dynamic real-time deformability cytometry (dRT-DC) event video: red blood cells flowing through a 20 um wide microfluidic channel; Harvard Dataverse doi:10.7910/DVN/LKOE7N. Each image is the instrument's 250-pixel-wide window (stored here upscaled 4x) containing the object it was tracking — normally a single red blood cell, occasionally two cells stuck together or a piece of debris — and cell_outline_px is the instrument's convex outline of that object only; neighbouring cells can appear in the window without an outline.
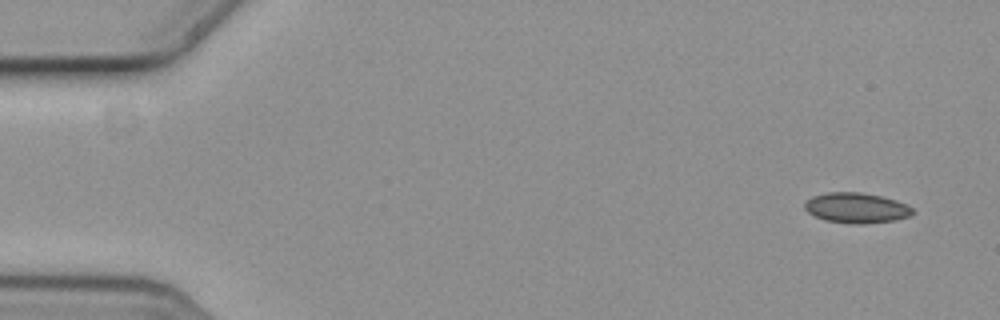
{"species": "common noctule bat (a hibernating species)", "species_latin": "Nyctalus noctula", "temperature_condition": "cold", "stored_images_in_passage": 5, "camera_frame_rate_fps": 3000, "um_per_image_px": 0.085, "animal": {"sex": "female", "body_mass_g": 19.3, "forearm_length_mm": 54.1}, "frame": {"image": 1, "passage_image": 1, "time_ms": 0.0, "image_size_px": [1000, 320], "cell_outline_px": [[912, 216], [896, 220], [864, 224], [848, 224], [824, 220], [808, 212], [804, 208], [804, 204], [812, 196], [828, 192], [860, 192], [880, 196], [896, 200], [912, 208]], "centroid_in_image_um": [72.78, 17.68], "position_along_channel_um": 12.2, "area_um2": 19.07}}